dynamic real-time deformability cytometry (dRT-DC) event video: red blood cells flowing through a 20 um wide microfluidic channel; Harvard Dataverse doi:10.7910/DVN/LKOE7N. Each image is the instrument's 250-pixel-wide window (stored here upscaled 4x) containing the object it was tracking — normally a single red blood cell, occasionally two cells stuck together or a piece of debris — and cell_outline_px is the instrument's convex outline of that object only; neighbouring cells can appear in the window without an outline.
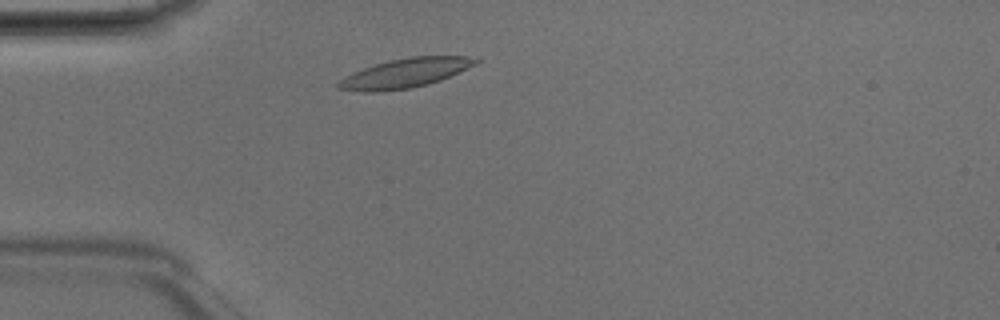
{"species": "Egyptian fruit bat (a non-hibernating species)", "species_latin": "Rousettus aegyptiacus", "temperature_condition": "room temperature", "stored_images_in_passage": 38, "camera_frame_rate_fps": 3000, "um_per_image_px": 0.085, "animal": {"sex": "male"}, "frame": {"image": 1, "passage_image": 3, "time_ms": 0.667, "image_size_px": [1000, 320], "cell_outline_px": [[480, 60], [476, 64], [440, 80], [428, 84], [408, 88], [372, 92], [364, 92], [336, 88], [336, 84], [340, 80], [352, 72], [376, 64], [392, 60], [412, 56], [468, 56]], "centroid_in_image_um": [34.42, 6.21], "position_along_channel_um": 50.6, "area_um2": 23.0}}
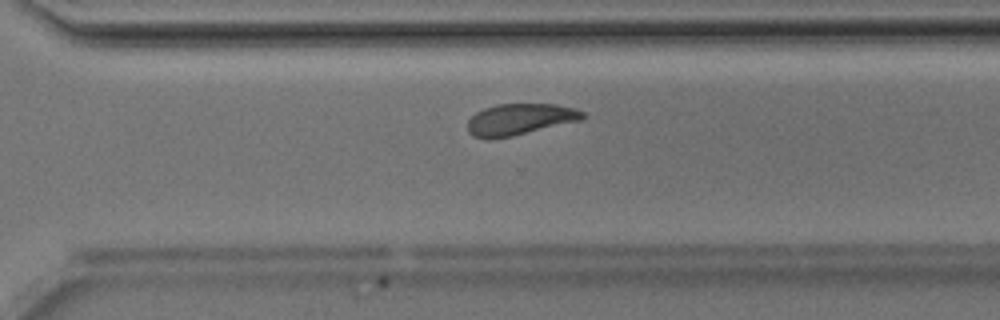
{"frame": {"image": 2, "passage_image": 24, "time_ms": 7.667, "image_size_px": [1000, 320], "cell_outline_px": [[584, 120], [512, 136], [488, 140], [484, 140], [472, 136], [468, 132], [468, 120], [476, 112], [484, 108], [496, 104], [556, 104], [572, 108], [584, 112]], "centroid_in_image_um": [44.16, 10.16], "position_along_channel_um": 326.4, "area_um2": 21.27}}
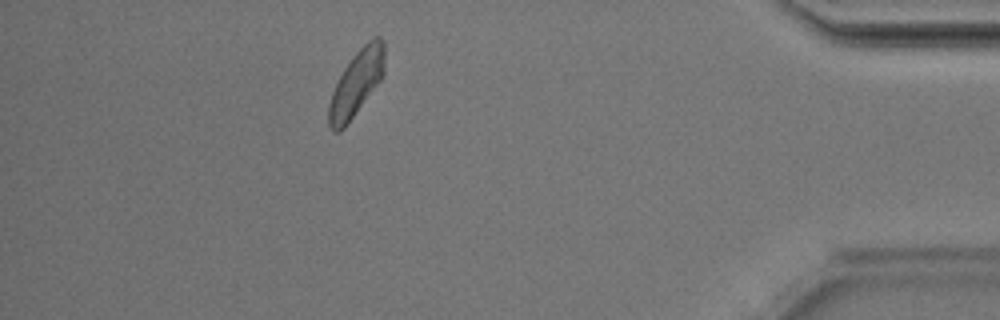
{"frame": {"image": 3, "passage_image": 33, "time_ms": 10.667, "image_size_px": [1000, 320], "cell_outline_px": [[384, 72], [380, 80], [344, 128], [340, 132], [332, 132], [328, 124], [328, 104], [332, 92], [344, 68], [352, 56], [368, 40], [376, 36], [380, 36], [384, 40]], "centroid_in_image_um": [30.28, 7.07], "position_along_channel_um": 404.9, "area_um2": 21.1}, "authors_computed_cell_mechanics": {"area_um2": 21.5594, "velocity_mm_per_s": 4.1343, "shape_relaxation_time_tau1_ms": 4.7957, "shape_relaxation_time_tau2_ms": 3.213, "deformation_change_tau1": 0.1212, "deformation_change_tau2": 0.0985}}